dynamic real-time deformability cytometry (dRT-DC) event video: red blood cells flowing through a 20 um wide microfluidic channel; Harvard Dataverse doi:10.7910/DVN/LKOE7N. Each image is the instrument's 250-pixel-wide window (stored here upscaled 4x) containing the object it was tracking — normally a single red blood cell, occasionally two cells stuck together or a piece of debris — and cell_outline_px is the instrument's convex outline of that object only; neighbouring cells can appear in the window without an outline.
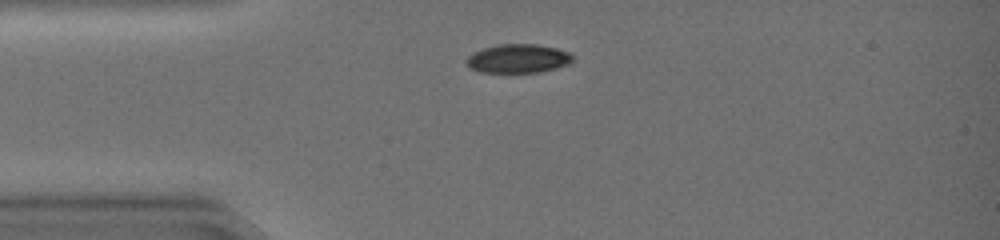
{"species": "common noctule bat (a hibernating species)", "species_latin": "Nyctalus noctula", "temperature_condition": "warm", "stored_images_in_passage": 34, "camera_frame_rate_fps": 3000, "um_per_image_px": 0.085, "animal": {"sex": "female", "body_mass_g": 19.0, "forearm_length_mm": 51.5}, "frame": {"image": 1, "passage_image": 4, "time_ms": 1.0, "image_size_px": [1000, 240], "cell_outline_px": [[576, 60], [568, 64], [556, 68], [540, 72], [480, 72], [468, 68], [464, 60], [468, 56], [484, 48], [500, 44], [532, 44], [556, 48], [568, 52]], "centroid_in_image_um": [44.03, 4.99], "position_along_channel_um": 41.0, "area_um2": 17.8}}
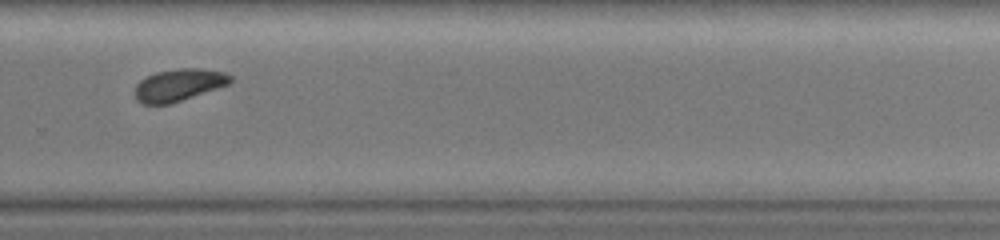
{"frame": {"image": 2, "passage_image": 25, "time_ms": 8.0, "image_size_px": [1000, 240], "cell_outline_px": [[232, 80], [228, 84], [168, 104], [140, 104], [136, 100], [132, 92], [136, 84], [140, 80], [156, 72], [180, 68], [196, 68], [224, 72], [232, 76]], "centroid_in_image_um": [15.11, 7.22], "position_along_channel_um": 314.7, "area_um2": 17.74}}
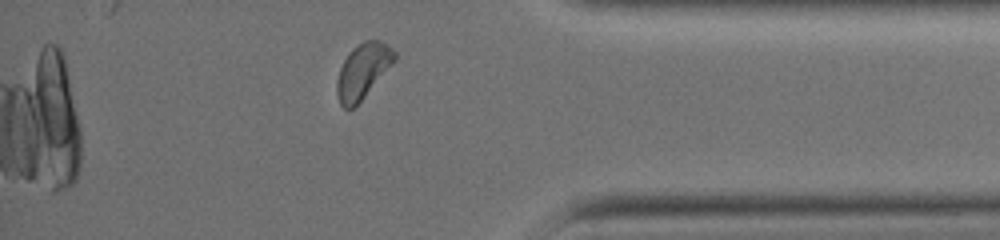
{"frame": {"image": 3, "passage_image": 32, "time_ms": 10.333, "image_size_px": [1000, 240], "cell_outline_px": [[396, 60], [364, 96], [352, 108], [344, 108], [340, 104], [336, 92], [336, 80], [340, 68], [348, 52], [356, 44], [364, 40], [380, 40], [388, 44], [396, 52]], "centroid_in_image_um": [30.83, 5.98], "position_along_channel_um": 404.4, "area_um2": 18.38}, "authors_computed_cell_mechanics": {"area_um2": 18.3804, "velocity_mm_per_s": 4.2454, "shape_relaxation_time_tau1_ms": 3.5406, "shape_relaxation_time_tau2_ms": null, "deformation_change_tau1": 0.1183, "deformation_change_tau2": null}}